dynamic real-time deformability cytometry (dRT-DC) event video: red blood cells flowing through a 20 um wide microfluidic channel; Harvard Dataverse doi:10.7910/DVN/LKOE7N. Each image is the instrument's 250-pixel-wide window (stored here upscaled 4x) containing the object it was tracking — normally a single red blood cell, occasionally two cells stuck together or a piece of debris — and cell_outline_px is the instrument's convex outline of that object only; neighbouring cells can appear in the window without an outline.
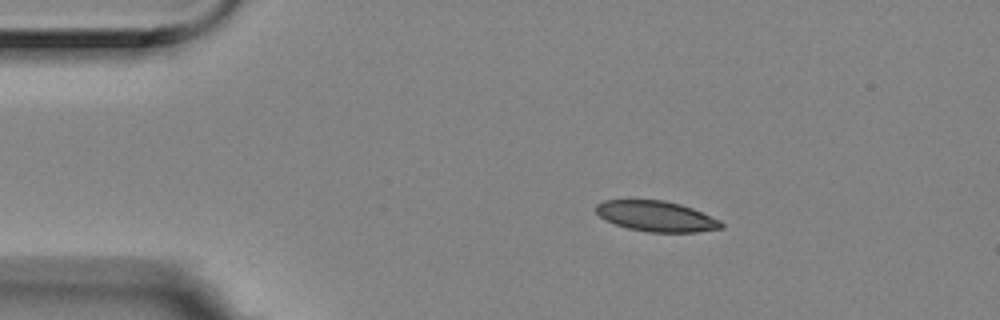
{"species": "Egyptian fruit bat (a non-hibernating species)", "species_latin": "Rousettus aegyptiacus", "temperature_condition": "room temperature", "stored_images_in_passage": 3, "camera_frame_rate_fps": 3000, "um_per_image_px": 0.085, "animal": {"sex": "female"}, "frame": {"image": 1, "passage_image": 1, "time_ms": 0.0, "image_size_px": [1000, 320], "cell_outline_px": [[724, 228], [696, 232], [648, 232], [628, 228], [616, 224], [600, 216], [596, 212], [596, 204], [604, 200], [664, 200], [680, 204], [692, 208], [720, 220], [724, 224]], "centroid_in_image_um": [55.81, 18.38], "position_along_channel_um": 29.2, "area_um2": 22.14}}
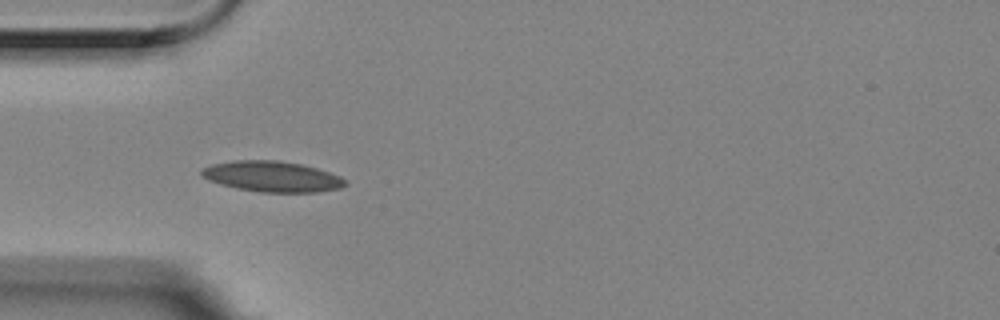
{"frame": {"image": 2, "passage_image": 3, "time_ms": 0.667, "image_size_px": [1000, 320], "cell_outline_px": [[348, 184], [340, 188], [316, 192], [260, 192], [236, 188], [220, 184], [208, 180], [200, 176], [200, 172], [204, 168], [212, 164], [236, 160], [280, 160], [300, 164], [316, 168], [340, 176], [348, 180]], "centroid_in_image_um": [23.13, 15.0], "position_along_channel_um": 61.9, "area_um2": 25.72}}